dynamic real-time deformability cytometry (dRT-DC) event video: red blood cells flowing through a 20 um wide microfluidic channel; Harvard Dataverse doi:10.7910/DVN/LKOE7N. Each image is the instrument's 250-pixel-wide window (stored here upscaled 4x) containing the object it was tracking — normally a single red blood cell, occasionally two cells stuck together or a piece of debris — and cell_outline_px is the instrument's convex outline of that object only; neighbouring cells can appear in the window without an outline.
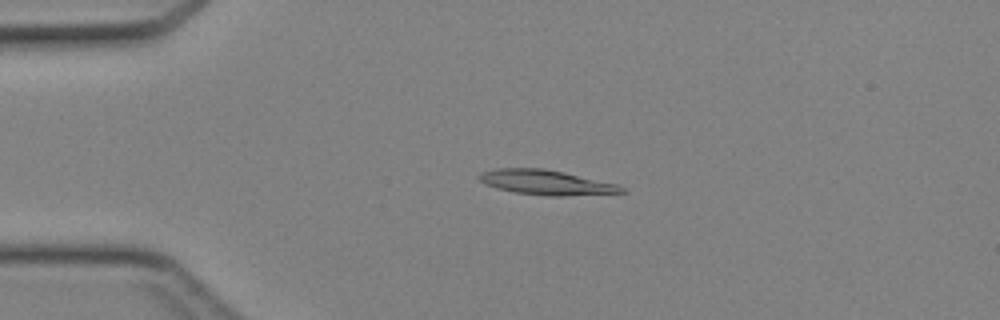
{"species": "Egyptian fruit bat (a non-hibernating species)", "species_latin": "Rousettus aegyptiacus", "temperature_condition": "cold", "stored_images_in_passage": 45, "camera_frame_rate_fps": 3000, "um_per_image_px": 0.085, "animal": {"sex": "female"}, "frame": {"image": 1, "passage_image": 11, "time_ms": 3.333, "image_size_px": [1000, 320], "cell_outline_px": [[628, 192], [564, 196], [548, 196], [516, 192], [496, 188], [484, 184], [476, 176], [480, 172], [496, 168], [544, 168], [564, 172], [616, 184], [624, 188]], "centroid_in_image_um": [46.38, 15.5], "position_along_channel_um": 38.6, "area_um2": 20.58}}
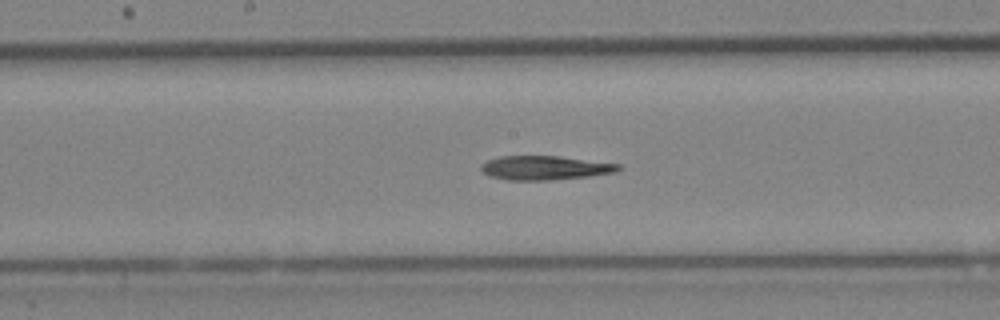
{"frame": {"image": 2, "passage_image": 24, "time_ms": 7.667, "image_size_px": [1000, 320], "cell_outline_px": [[620, 168], [616, 172], [588, 176], [548, 180], [508, 180], [488, 176], [480, 168], [480, 164], [488, 160], [500, 156], [556, 156], [620, 164]], "centroid_in_image_um": [46.26, 14.26], "position_along_channel_um": 201.9, "area_um2": 19.07}}
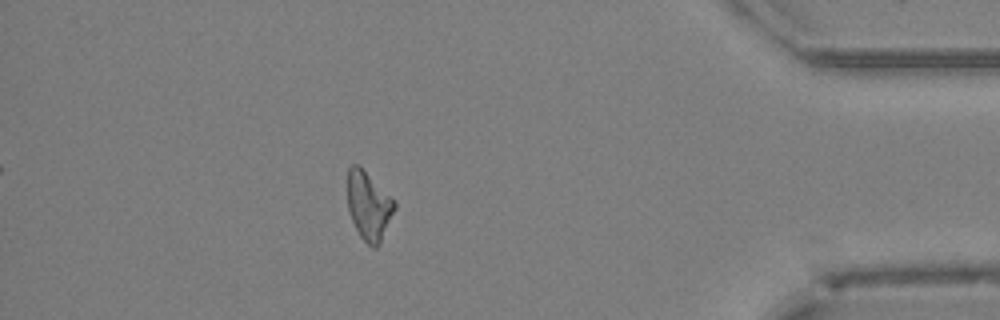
{"frame": {"image": 3, "passage_image": 40, "time_ms": 13.0, "image_size_px": [1000, 320], "cell_outline_px": [[396, 208], [380, 244], [376, 248], [372, 248], [360, 236], [352, 220], [348, 208], [348, 168], [352, 164], [356, 164], [396, 204]], "centroid_in_image_um": [31.33, 17.57], "position_along_channel_um": 403.9, "area_um2": 18.03}}